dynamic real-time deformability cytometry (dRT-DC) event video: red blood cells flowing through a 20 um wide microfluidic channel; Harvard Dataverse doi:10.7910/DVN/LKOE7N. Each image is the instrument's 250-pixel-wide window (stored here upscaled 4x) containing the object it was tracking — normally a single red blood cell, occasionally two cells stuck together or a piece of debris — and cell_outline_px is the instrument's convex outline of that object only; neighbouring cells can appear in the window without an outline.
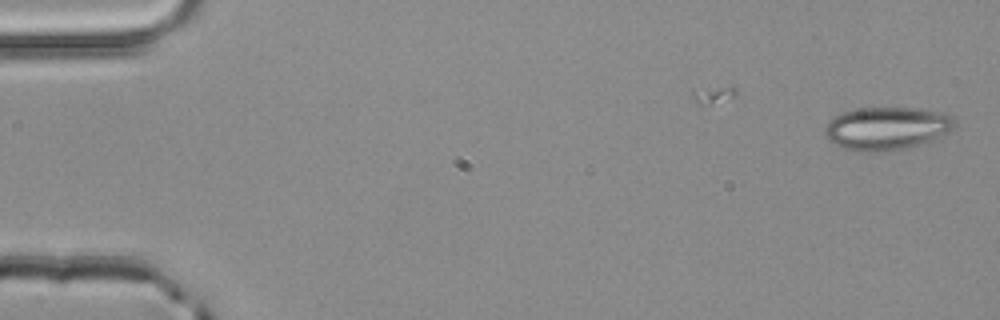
{"species": "common noctule bat (a hibernating species)", "species_latin": "Nyctalus noctula", "temperature_condition": "room temperature", "stored_images_in_passage": 10, "camera_frame_rate_fps": 3000, "um_per_image_px": 0.085, "animal": {"sex": "male", "body_mass_g": 20.4}, "frame": {"image": 1, "passage_image": 1, "time_ms": 0.0, "image_size_px": [1000, 320], "cell_outline_px": [[956, 128], [948, 132], [928, 140], [904, 148], [888, 152], [856, 152], [840, 148], [832, 144], [824, 136], [824, 128], [828, 120], [840, 112], [860, 108], [912, 108], [936, 112], [952, 116], [956, 124]], "centroid_in_image_um": [75.25, 10.93], "position_along_channel_um": 9.7, "area_um2": 32.66}}